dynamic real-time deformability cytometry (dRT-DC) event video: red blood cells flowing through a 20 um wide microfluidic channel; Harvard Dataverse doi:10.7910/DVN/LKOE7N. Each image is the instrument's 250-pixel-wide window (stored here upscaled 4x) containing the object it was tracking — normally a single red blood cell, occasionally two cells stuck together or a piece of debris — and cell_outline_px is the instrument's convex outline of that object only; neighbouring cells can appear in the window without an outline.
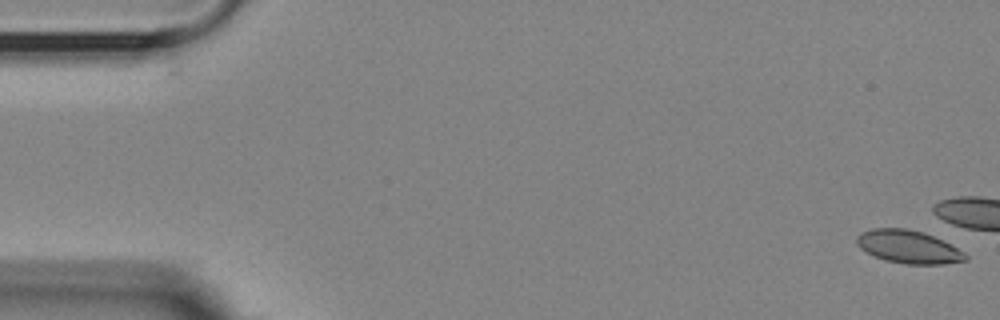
{"species": "Egyptian fruit bat (a non-hibernating species)", "species_latin": "Rousettus aegyptiacus", "temperature_condition": "room temperature", "stored_images_in_passage": 6, "camera_frame_rate_fps": 3000, "um_per_image_px": 0.085, "animal": {"sex": "female"}, "frame": {"image": 1, "passage_image": 1, "time_ms": 0.0, "image_size_px": [1000, 320], "cell_outline_px": [[968, 260], [940, 264], [904, 264], [884, 260], [860, 248], [856, 244], [856, 236], [860, 232], [872, 228], [908, 228], [924, 232], [964, 252], [968, 256]], "centroid_in_image_um": [77.18, 20.97], "position_along_channel_um": 7.8, "area_um2": 20.81}}